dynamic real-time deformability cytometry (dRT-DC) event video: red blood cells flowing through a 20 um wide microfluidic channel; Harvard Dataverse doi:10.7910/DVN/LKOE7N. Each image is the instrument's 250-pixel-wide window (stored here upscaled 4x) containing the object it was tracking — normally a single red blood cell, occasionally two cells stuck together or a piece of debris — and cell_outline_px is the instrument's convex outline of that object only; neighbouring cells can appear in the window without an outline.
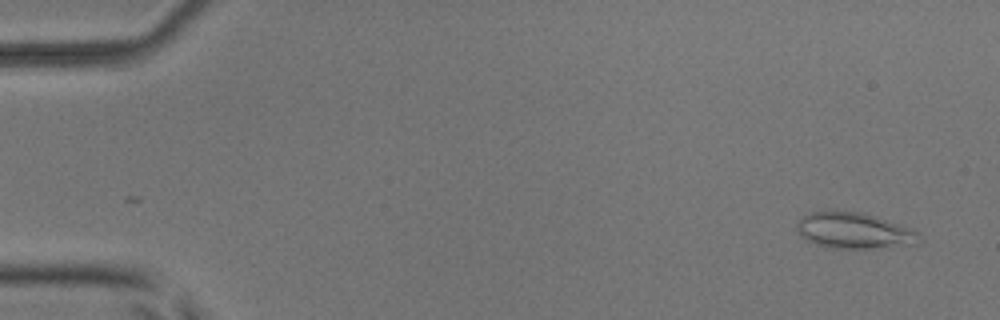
{"species": "common noctule bat (a hibernating species)", "species_latin": "Nyctalus noctula", "temperature_condition": "room temperature", "stored_images_in_passage": 51, "camera_frame_rate_fps": 3000, "um_per_image_px": 0.085, "animal": {"sex": "male", "body_mass_g": 17.9, "forearm_length_mm": 54.2}, "frame": {"image": 1, "passage_image": 2, "time_ms": 0.333, "image_size_px": [1000, 320], "cell_outline_px": [[920, 244], [880, 248], [832, 248], [816, 244], [800, 236], [796, 232], [796, 224], [808, 212], [828, 208], [832, 208], [860, 212], [876, 216], [912, 228], [920, 232]], "centroid_in_image_um": [72.59, 19.57], "position_along_channel_um": 12.4, "area_um2": 26.53}}
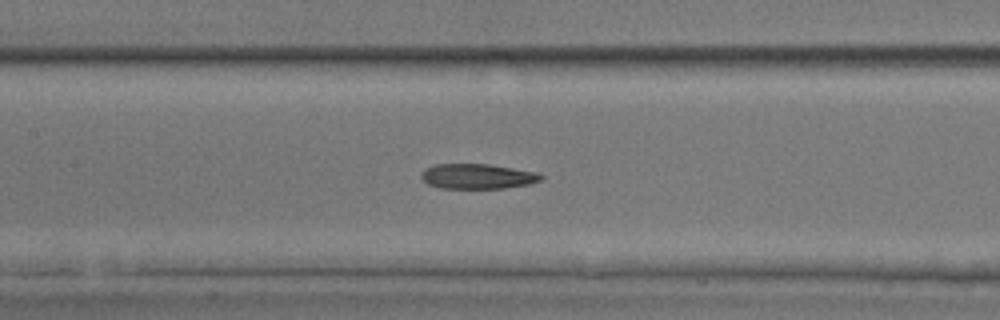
{"frame": {"image": 2, "passage_image": 24, "time_ms": 7.667, "image_size_px": [1000, 320], "cell_outline_px": [[544, 176], [540, 180], [528, 184], [504, 188], [440, 188], [428, 184], [420, 176], [420, 172], [424, 168], [436, 164], [488, 164], [536, 172]], "centroid_in_image_um": [40.54, 14.98], "position_along_channel_um": 166.9, "area_um2": 17.4}}
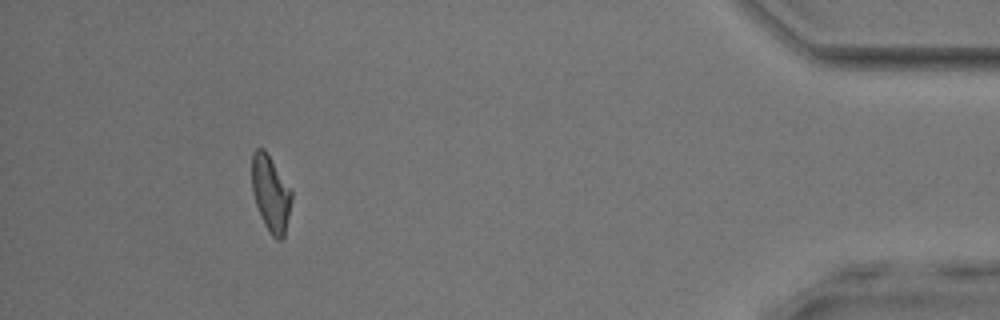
{"frame": {"image": 3, "passage_image": 47, "time_ms": 15.333, "image_size_px": [1000, 320], "cell_outline_px": [[292, 200], [284, 240], [276, 240], [272, 236], [264, 224], [260, 216], [252, 192], [252, 152], [256, 148], [264, 148], [292, 188]], "centroid_in_image_um": [23.03, 16.46], "position_along_channel_um": 412.2, "area_um2": 18.03}, "authors_computed_cell_mechanics": {"area_um2": 18.207, "velocity_mm_per_s": 3.9616, "shape_relaxation_time_tau1_ms": null, "shape_relaxation_time_tau2_ms": 3.8643, "deformation_change_tau1": null, "deformation_change_tau2": 0.1267}}